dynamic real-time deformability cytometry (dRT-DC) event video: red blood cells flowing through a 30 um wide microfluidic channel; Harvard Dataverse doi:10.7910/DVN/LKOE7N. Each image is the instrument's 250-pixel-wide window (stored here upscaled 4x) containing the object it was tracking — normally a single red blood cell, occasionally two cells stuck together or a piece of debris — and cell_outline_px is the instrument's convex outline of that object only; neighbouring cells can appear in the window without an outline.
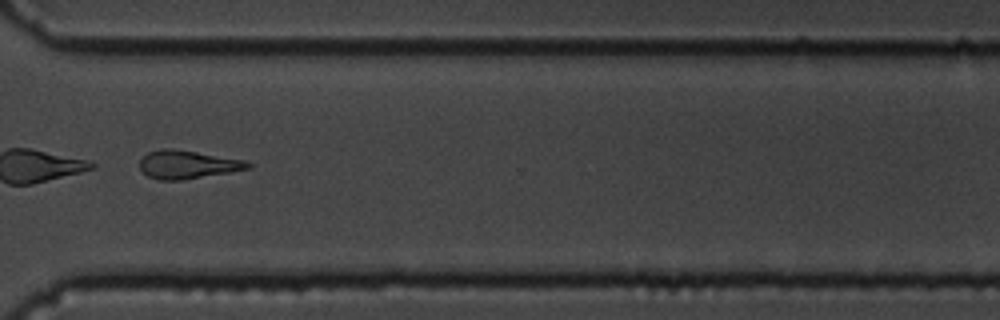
{"species": "common noctule bat (a hibernating species)", "species_latin": "Nyctalus noctula", "temperature_condition": "cold", "stored_images_in_passage": 55, "segment_of_instrument_passage": [2, 2], "camera_frame_rate_fps": 3000, "um_per_image_px": 0.085, "animal": {"sex": "male", "body_mass_g": 19.5, "forearm_length_mm": 54.6}, "frame": {"image": 1, "passage_image": 42, "time_ms": 13.667, "image_size_px": [1000, 320], "cell_outline_px": [[252, 168], [184, 180], [160, 180], [148, 176], [140, 168], [140, 160], [148, 152], [160, 148], [172, 148], [244, 160], [252, 164]], "centroid_in_image_um": [15.93, 13.98], "position_along_channel_um": 354.7, "area_um2": 17.74}}